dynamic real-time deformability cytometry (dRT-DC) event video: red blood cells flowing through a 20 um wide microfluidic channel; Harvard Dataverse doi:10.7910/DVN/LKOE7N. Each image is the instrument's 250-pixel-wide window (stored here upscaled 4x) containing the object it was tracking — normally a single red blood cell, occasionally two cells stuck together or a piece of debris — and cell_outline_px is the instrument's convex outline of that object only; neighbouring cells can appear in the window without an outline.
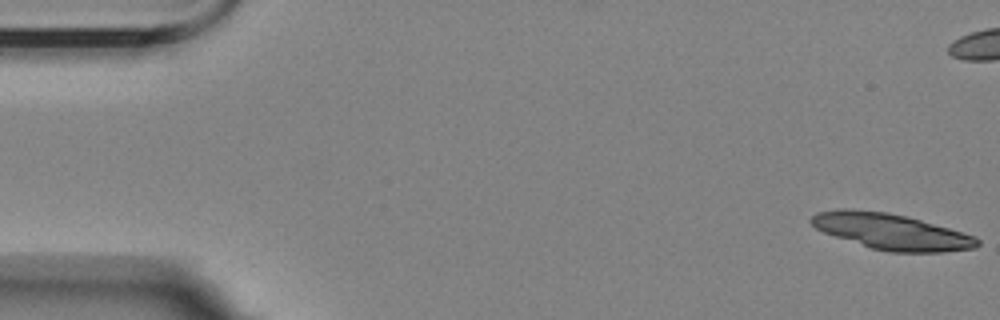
{"species": "Egyptian fruit bat (a non-hibernating species)", "species_latin": "Rousettus aegyptiacus", "temperature_condition": "room temperature", "stored_images_in_passage": 26, "camera_frame_rate_fps": 3000, "um_per_image_px": 0.085, "animal": {"sex": "female"}, "frame": {"image": 1, "passage_image": 1, "time_ms": 0.0, "image_size_px": [1000, 320], "cell_outline_px": [[980, 244], [976, 248], [944, 252], [888, 252], [872, 248], [824, 232], [816, 228], [808, 220], [816, 212], [840, 208], [848, 208], [888, 212], [920, 220], [976, 236], [980, 240]], "centroid_in_image_um": [75.76, 19.68], "position_along_channel_um": 9.2, "area_um2": 34.56}}